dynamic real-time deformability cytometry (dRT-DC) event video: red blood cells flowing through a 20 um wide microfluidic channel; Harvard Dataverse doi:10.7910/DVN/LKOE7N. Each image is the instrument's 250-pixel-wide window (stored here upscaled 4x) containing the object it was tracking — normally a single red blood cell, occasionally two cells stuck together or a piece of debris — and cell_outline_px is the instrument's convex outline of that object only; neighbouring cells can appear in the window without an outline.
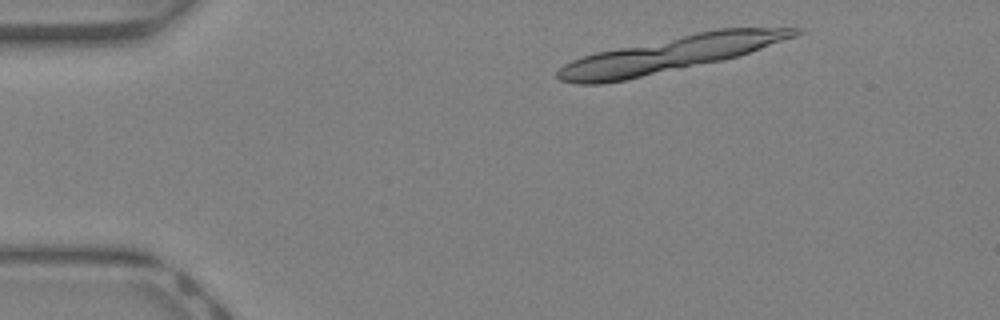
{"species": "Egyptian fruit bat (a non-hibernating species)", "species_latin": "Rousettus aegyptiacus", "temperature_condition": "warm", "stored_images_in_passage": 7, "camera_frame_rate_fps": 3000, "um_per_image_px": 0.085, "animal": {"sex": "female"}, "frame": {"image": 1, "passage_image": 2, "time_ms": 0.333, "image_size_px": [1000, 320], "cell_outline_px": [[676, 64], [632, 76], [612, 80], [588, 80], [612, 52], [656, 52]], "centroid_in_image_um": [53.51, 5.53], "position_along_channel_um": 31.5, "area_um2": 11.04}}